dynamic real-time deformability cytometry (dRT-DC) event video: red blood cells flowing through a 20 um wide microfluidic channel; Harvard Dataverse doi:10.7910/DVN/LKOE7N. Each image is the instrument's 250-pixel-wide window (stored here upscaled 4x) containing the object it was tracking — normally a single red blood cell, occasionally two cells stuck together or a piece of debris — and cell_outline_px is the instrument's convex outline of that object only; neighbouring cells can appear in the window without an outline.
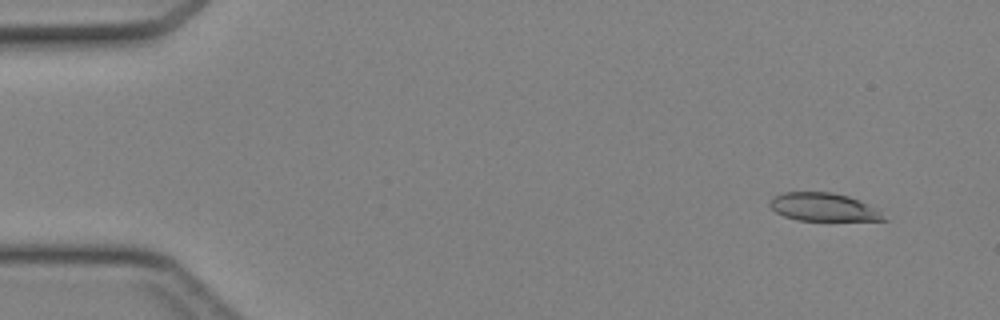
{"species": "Egyptian fruit bat (a non-hibernating species)", "species_latin": "Rousettus aegyptiacus", "temperature_condition": "cold", "stored_images_in_passage": 47, "segment_of_instrument_passage": [1, 2], "camera_frame_rate_fps": 3000, "um_per_image_px": 0.085, "animal": {"sex": "female"}, "frame": {"image": 1, "passage_image": 4, "time_ms": 1.0, "image_size_px": [1000, 320], "cell_outline_px": [[888, 220], [796, 220], [784, 216], [776, 212], [768, 204], [772, 196], [784, 192], [832, 192], [848, 196], [860, 200], [876, 208]], "centroid_in_image_um": [69.96, 17.59], "position_along_channel_um": 15.0, "area_um2": 18.61}}
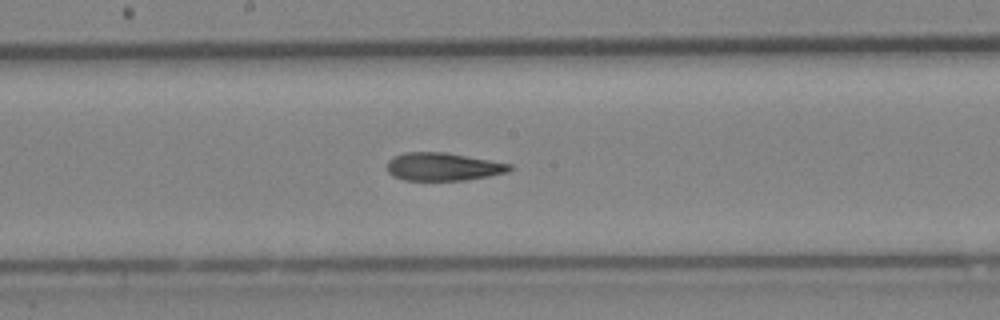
{"frame": {"image": 2, "passage_image": 25, "time_ms": 8.0, "image_size_px": [1000, 320], "cell_outline_px": [[512, 168], [508, 172], [488, 176], [464, 180], [404, 180], [392, 176], [388, 172], [388, 160], [404, 152], [444, 152], [512, 164]], "centroid_in_image_um": [37.65, 14.17], "position_along_channel_um": 210.6, "area_um2": 19.83}}
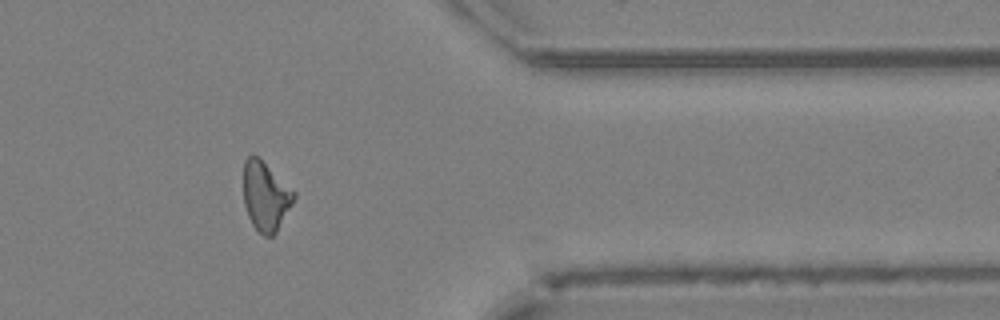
{"frame": {"image": 3, "passage_image": 38, "time_ms": 12.333, "image_size_px": [1000, 320], "cell_outline_px": [[296, 196], [292, 204], [276, 232], [272, 236], [264, 236], [252, 224], [248, 216], [244, 204], [244, 160], [252, 152], [296, 192]], "centroid_in_image_um": [22.57, 16.67], "position_along_channel_um": 388.8, "area_um2": 20.06}}